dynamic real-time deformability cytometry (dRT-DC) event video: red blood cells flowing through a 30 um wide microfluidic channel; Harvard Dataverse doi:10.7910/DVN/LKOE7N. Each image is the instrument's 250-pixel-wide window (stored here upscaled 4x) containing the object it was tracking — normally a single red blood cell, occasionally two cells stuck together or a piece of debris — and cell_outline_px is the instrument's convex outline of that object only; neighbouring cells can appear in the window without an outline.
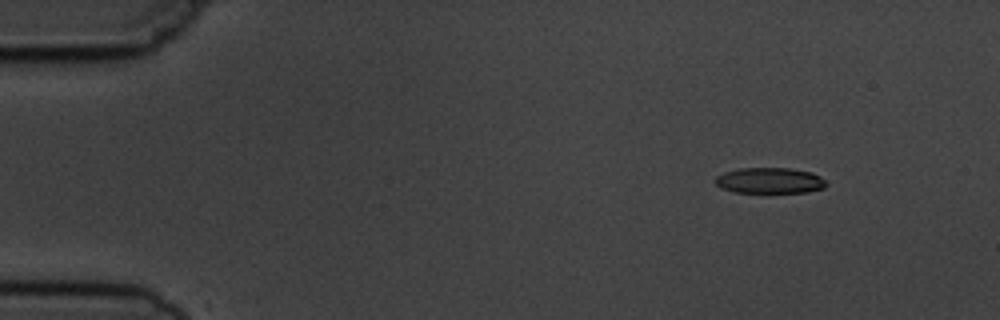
{"species": "common noctule bat (a hibernating species)", "species_latin": "Nyctalus noctula", "temperature_condition": "cold", "stored_images_in_passage": 4, "camera_frame_rate_fps": 3000, "um_per_image_px": 0.085, "animal": {"sex": "male", "body_mass_g": 19.5, "forearm_length_mm": 54.6}, "frame": {"image": 1, "passage_image": 2, "time_ms": 1.0, "image_size_px": [1000, 320], "cell_outline_px": [[828, 184], [824, 188], [808, 192], [736, 192], [720, 188], [712, 180], [716, 176], [724, 172], [740, 168], [792, 168], [812, 172], [820, 176]], "centroid_in_image_um": [65.42, 15.34], "position_along_channel_um": 19.6, "area_um2": 16.82}}